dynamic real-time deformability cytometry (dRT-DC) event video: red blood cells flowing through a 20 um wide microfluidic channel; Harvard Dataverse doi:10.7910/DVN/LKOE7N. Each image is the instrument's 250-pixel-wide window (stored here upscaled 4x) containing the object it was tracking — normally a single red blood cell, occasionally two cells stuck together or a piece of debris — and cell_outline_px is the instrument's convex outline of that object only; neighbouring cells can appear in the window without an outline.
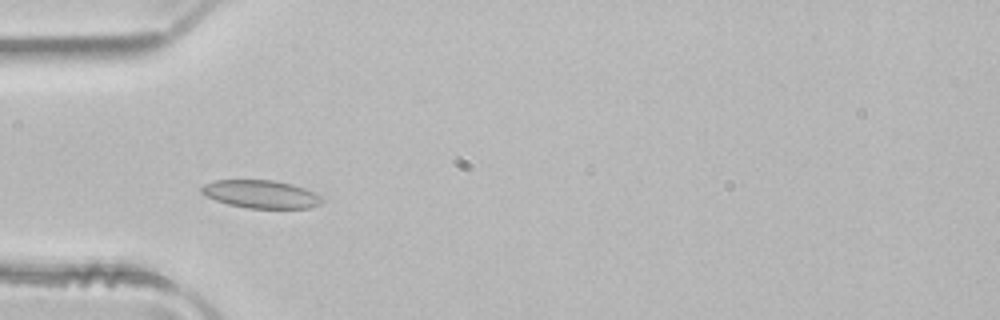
{"species": "common noctule bat (a hibernating species)", "species_latin": "Nyctalus noctula", "temperature_condition": "room temperature", "stored_images_in_passage": 39, "camera_frame_rate_fps": 3000, "um_per_image_px": 0.085, "animal": {"sex": "male", "body_mass_g": 21.5, "forearm_length_mm": 52.0}, "frame": {"image": 1, "passage_image": 4, "time_ms": 1.0, "image_size_px": [1000, 320], "cell_outline_px": [[324, 200], [320, 204], [308, 208], [248, 208], [228, 204], [216, 200], [200, 192], [200, 188], [204, 184], [212, 180], [272, 180], [292, 184], [304, 188], [320, 196]], "centroid_in_image_um": [22.16, 16.5], "position_along_channel_um": 62.8, "area_um2": 19.54}}
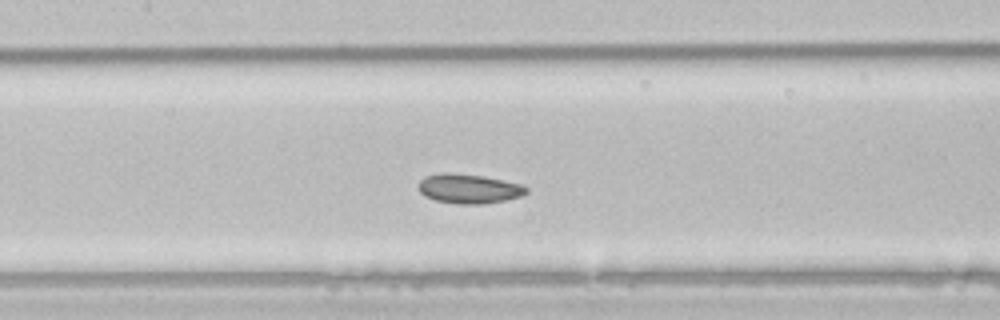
{"frame": {"image": 2, "passage_image": 12, "time_ms": 3.667, "image_size_px": [1000, 320], "cell_outline_px": [[528, 192], [520, 196], [504, 200], [484, 204], [460, 204], [436, 200], [424, 196], [416, 188], [420, 180], [424, 176], [440, 172], [448, 172], [484, 176], [520, 184], [528, 188]], "centroid_in_image_um": [39.8, 16.03], "position_along_channel_um": 167.6, "area_um2": 18.61}}
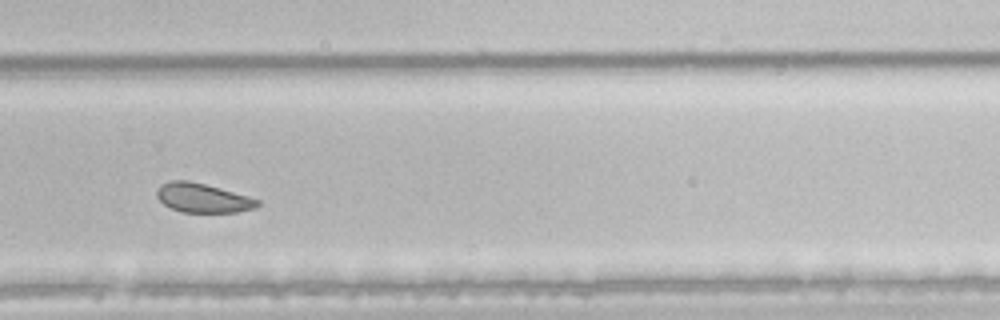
{"frame": {"image": 3, "passage_image": 23, "time_ms": 7.333, "image_size_px": [1000, 320], "cell_outline_px": [[260, 204], [256, 208], [236, 212], [184, 212], [172, 208], [164, 204], [156, 196], [156, 192], [160, 184], [172, 180], [188, 180], [204, 184], [248, 196], [260, 200]], "centroid_in_image_um": [17.23, 16.82], "position_along_channel_um": 312.6, "area_um2": 16.99}, "authors_computed_cell_mechanics": {"area_um2": 18.6116, "velocity_mm_per_s": 3.9677, "shape_relaxation_time_tau1_ms": 3.0965, "shape_relaxation_time_tau2_ms": 3.5654, "deformation_change_tau1": 0.083, "deformation_change_tau2": 0.0747}}